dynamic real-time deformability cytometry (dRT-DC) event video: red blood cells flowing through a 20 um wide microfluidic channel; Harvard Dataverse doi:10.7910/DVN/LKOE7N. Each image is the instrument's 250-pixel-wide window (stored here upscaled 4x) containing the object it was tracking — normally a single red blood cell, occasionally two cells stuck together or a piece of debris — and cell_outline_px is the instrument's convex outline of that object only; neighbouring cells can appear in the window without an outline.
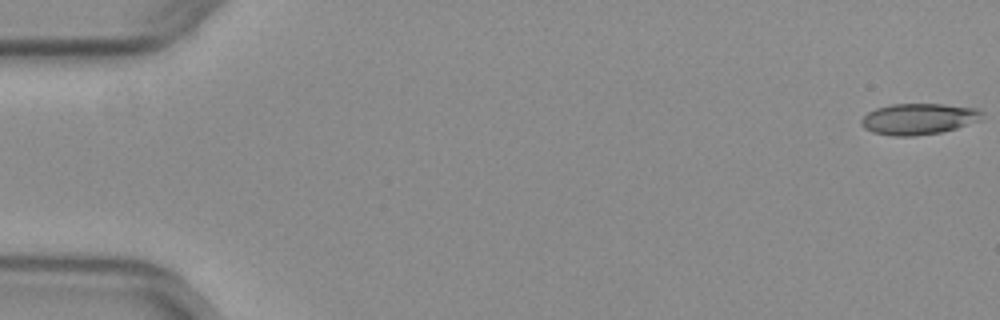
{"species": "common noctule bat (a hibernating species)", "species_latin": "Nyctalus noctula", "temperature_condition": "warm", "stored_images_in_passage": 53, "camera_frame_rate_fps": 3000, "um_per_image_px": 0.085, "animal": {"sex": "female", "body_mass_g": 29.2, "forearm_length_mm": 56.3}, "frame": {"image": 1, "passage_image": 1, "time_ms": 0.0, "image_size_px": [1000, 320], "cell_outline_px": [[984, 112], [980, 120], [956, 128], [940, 132], [912, 136], [892, 136], [872, 132], [864, 128], [860, 124], [860, 120], [868, 112], [876, 108], [892, 104], [944, 104], [976, 108]], "centroid_in_image_um": [78.06, 10.1], "position_along_channel_um": 6.9, "area_um2": 21.91}}
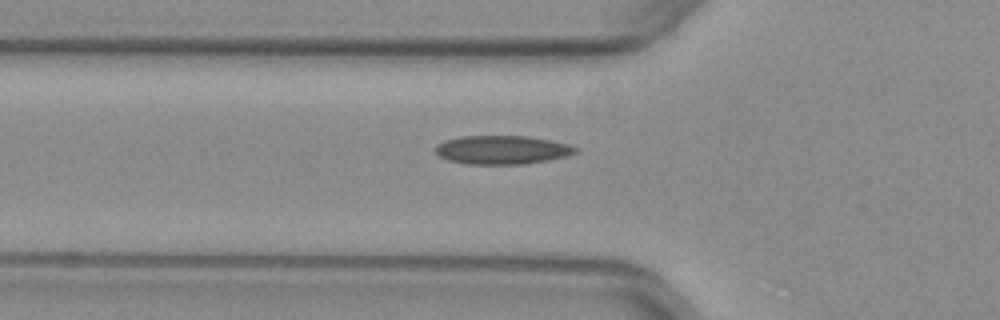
{"frame": {"image": 2, "passage_image": 19, "time_ms": 6.0, "image_size_px": [1000, 320], "cell_outline_px": [[576, 152], [568, 156], [548, 160], [524, 164], [468, 164], [448, 160], [440, 156], [436, 152], [436, 144], [444, 140], [460, 136], [528, 136], [568, 144], [576, 148]], "centroid_in_image_um": [42.65, 12.74], "position_along_channel_um": 83.1, "area_um2": 23.29}}
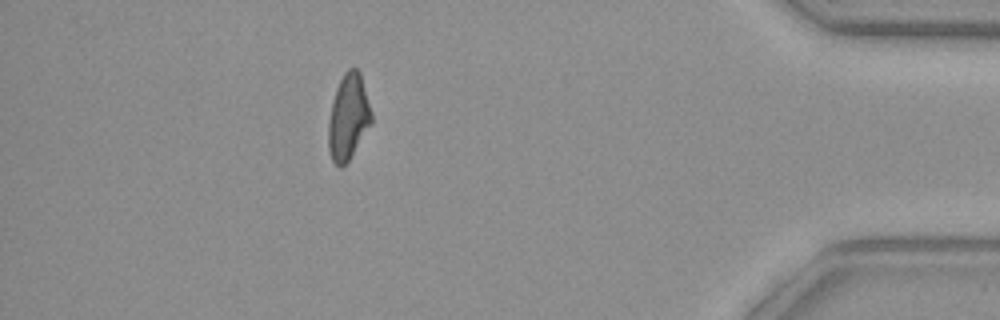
{"frame": {"image": 3, "passage_image": 47, "time_ms": 15.333, "image_size_px": [1000, 320], "cell_outline_px": [[372, 120], [348, 160], [340, 168], [332, 160], [328, 148], [328, 120], [332, 100], [336, 88], [344, 72], [348, 68], [356, 68], [360, 72], [372, 112]], "centroid_in_image_um": [29.58, 9.91], "position_along_channel_um": 405.6, "area_um2": 21.21}, "authors_computed_cell_mechanics": {"area_um2": 21.8484, "velocity_mm_per_s": 3.99, "shape_relaxation_time_tau1_ms": null, "shape_relaxation_time_tau2_ms": 2.5275, "deformation_change_tau1": null, "deformation_change_tau2": 0.0952}}